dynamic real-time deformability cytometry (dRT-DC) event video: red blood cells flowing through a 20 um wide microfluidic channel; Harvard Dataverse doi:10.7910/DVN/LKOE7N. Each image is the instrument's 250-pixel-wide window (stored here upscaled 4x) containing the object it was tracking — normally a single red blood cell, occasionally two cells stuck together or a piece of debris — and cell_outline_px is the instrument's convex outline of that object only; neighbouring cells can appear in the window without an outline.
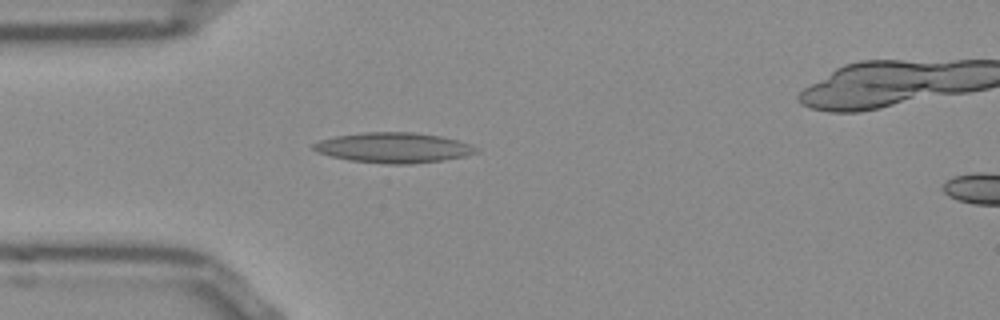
{"species": "Egyptian fruit bat (a non-hibernating species)", "species_latin": "Rousettus aegyptiacus", "temperature_condition": "room temperature", "stored_images_in_passage": 37, "camera_frame_rate_fps": 3000, "um_per_image_px": 0.085, "frame": {"image": 1, "passage_image": 6, "time_ms": 1.667, "image_size_px": [1000, 320], "cell_outline_px": [[480, 152], [464, 156], [444, 160], [408, 164], [384, 164], [348, 160], [316, 152], [312, 148], [312, 144], [320, 140], [336, 136], [364, 132], [412, 132], [440, 136], [472, 144], [480, 148]], "centroid_in_image_um": [33.47, 12.56], "position_along_channel_um": 51.5, "area_um2": 28.78}}
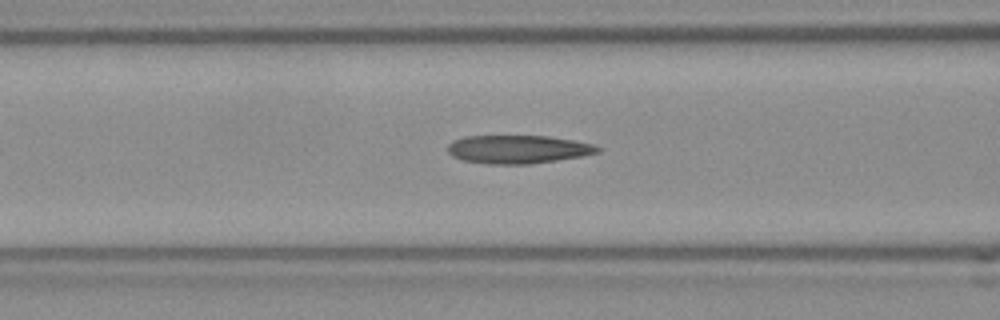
{"frame": {"image": 2, "passage_image": 12, "time_ms": 3.667, "image_size_px": [1000, 320], "cell_outline_px": [[600, 152], [580, 156], [556, 160], [528, 164], [488, 164], [464, 160], [452, 156], [448, 152], [448, 144], [452, 140], [464, 136], [548, 136], [572, 140], [592, 144], [600, 148]], "centroid_in_image_um": [43.98, 12.68], "position_along_channel_um": 122.6, "area_um2": 24.57}}
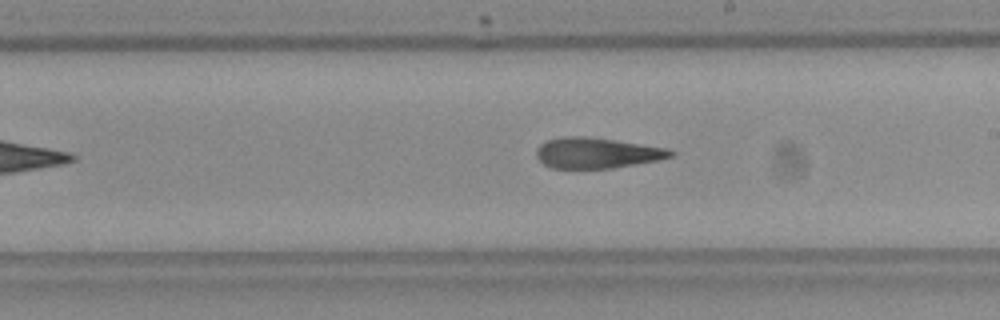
{"frame": {"image": 3, "passage_image": 21, "time_ms": 6.667, "image_size_px": [1000, 320], "cell_outline_px": [[676, 152], [672, 156], [656, 160], [636, 164], [612, 168], [552, 168], [544, 164], [536, 156], [536, 148], [540, 144], [548, 140], [564, 136], [584, 136], [668, 148]], "centroid_in_image_um": [50.7, 13.0], "position_along_channel_um": 238.3, "area_um2": 23.7}, "authors_computed_cell_mechanics": {"area_um2": 24.4494, "velocity_mm_per_s": 3.8598, "shape_relaxation_time_tau1_ms": null, "shape_relaxation_time_tau2_ms": 4.6037, "deformation_change_tau1": null, "deformation_change_tau2": 0.1638}}